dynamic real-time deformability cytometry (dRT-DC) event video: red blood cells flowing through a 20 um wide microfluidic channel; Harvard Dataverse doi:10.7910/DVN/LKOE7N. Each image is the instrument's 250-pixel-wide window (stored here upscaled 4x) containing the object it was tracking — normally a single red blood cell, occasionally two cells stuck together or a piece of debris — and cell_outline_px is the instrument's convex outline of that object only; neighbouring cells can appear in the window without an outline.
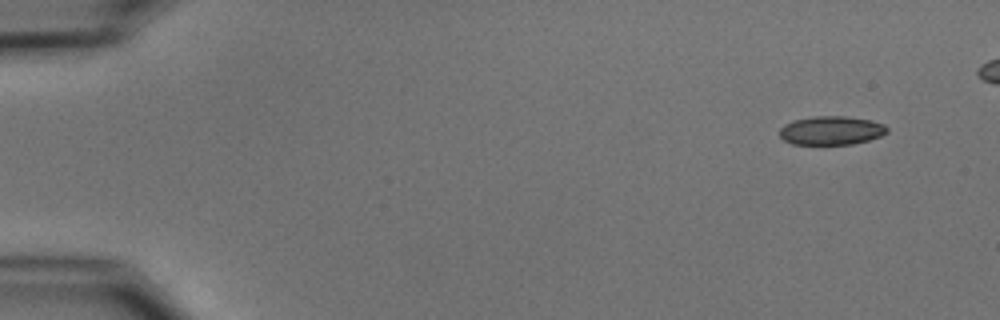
{"species": "common noctule bat (a hibernating species)", "species_latin": "Nyctalus noctula", "temperature_condition": "cold", "stored_images_in_passage": 6, "segment_of_instrument_passage": [2, 2], "camera_frame_rate_fps": 3000, "um_per_image_px": 0.085, "animal": {"sex": "male", "body_mass_g": 15.6}, "frame": {"image": 1, "passage_image": 6, "time_ms": 6.667, "image_size_px": [1000, 320], "cell_outline_px": [[888, 132], [880, 136], [868, 140], [852, 144], [792, 144], [784, 140], [780, 136], [780, 128], [784, 124], [792, 120], [812, 116], [844, 116], [872, 120], [884, 124], [888, 128]], "centroid_in_image_um": [70.65, 11.08], "position_along_channel_um": 14.3, "area_um2": 18.09}}